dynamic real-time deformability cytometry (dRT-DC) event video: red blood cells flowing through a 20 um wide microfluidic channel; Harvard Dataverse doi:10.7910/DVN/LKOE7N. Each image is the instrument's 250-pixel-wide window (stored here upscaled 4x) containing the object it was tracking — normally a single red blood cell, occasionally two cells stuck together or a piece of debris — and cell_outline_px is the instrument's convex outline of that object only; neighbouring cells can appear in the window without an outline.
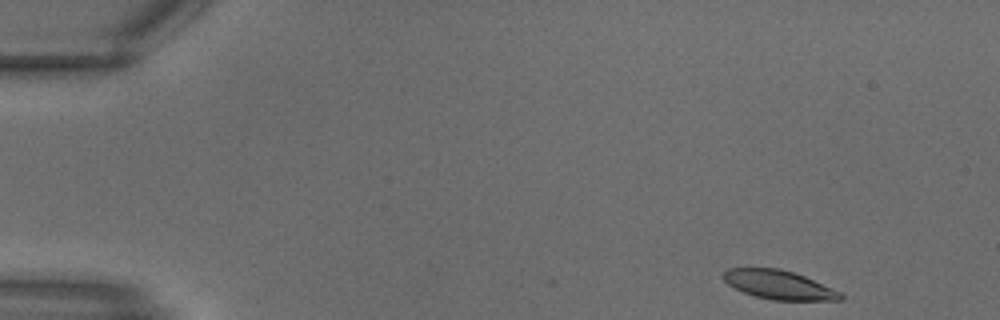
{"species": "common noctule bat (a hibernating species)", "species_latin": "Nyctalus noctula", "temperature_condition": "warm", "stored_images_in_passage": 11, "camera_frame_rate_fps": 3000, "um_per_image_px": 0.085, "animal": {"sex": "male", "body_mass_g": 18.8}, "frame": {"image": 1, "passage_image": 1, "time_ms": 0.0, "image_size_px": [1000, 320], "cell_outline_px": [[844, 300], [772, 300], [756, 296], [744, 292], [728, 284], [724, 280], [724, 272], [728, 268], [780, 268], [804, 276], [840, 292], [844, 296]], "centroid_in_image_um": [66.21, 24.21], "position_along_channel_um": 18.8, "area_um2": 19.42}}
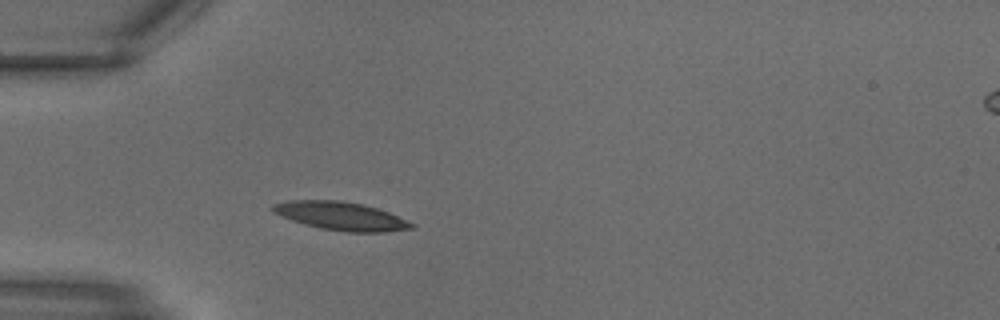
{"frame": {"image": 2, "passage_image": 7, "time_ms": 2.0, "image_size_px": [1000, 320], "cell_outline_px": [[416, 228], [388, 232], [344, 232], [320, 228], [304, 224], [280, 216], [272, 212], [272, 204], [288, 200], [340, 200], [364, 204], [388, 212], [416, 224]], "centroid_in_image_um": [28.99, 18.37], "position_along_channel_um": 56.0, "area_um2": 23.12}}
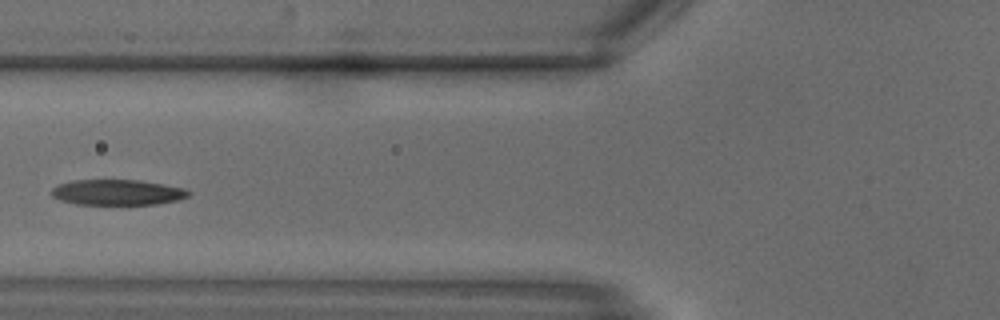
{"frame": {"image": 3, "passage_image": 10, "time_ms": 3.0, "image_size_px": [1000, 320], "cell_outline_px": [[192, 192], [188, 196], [180, 200], [156, 204], [76, 204], [60, 200], [52, 196], [52, 188], [60, 184], [72, 180], [140, 180], [164, 184], [184, 188]], "centroid_in_image_um": [10.01, 16.35], "position_along_channel_um": 115.8, "area_um2": 20.4}}